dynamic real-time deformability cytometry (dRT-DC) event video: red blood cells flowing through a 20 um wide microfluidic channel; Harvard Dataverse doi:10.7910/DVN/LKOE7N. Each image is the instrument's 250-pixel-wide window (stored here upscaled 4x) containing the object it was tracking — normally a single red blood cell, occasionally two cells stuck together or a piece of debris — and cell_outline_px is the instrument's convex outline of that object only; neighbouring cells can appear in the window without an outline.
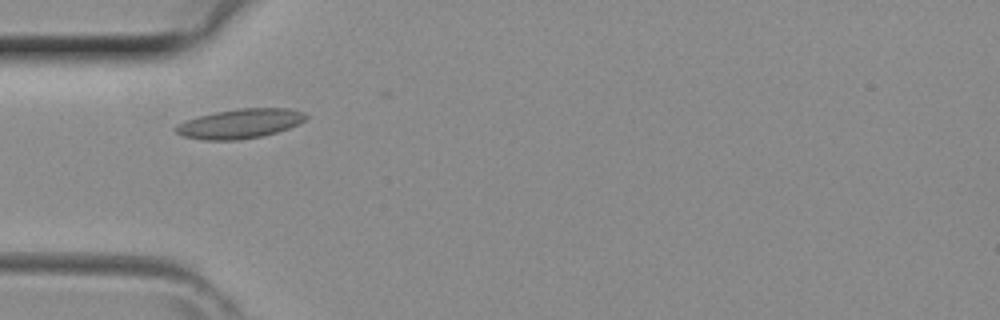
{"species": "common noctule bat (a hibernating species)", "species_latin": "Nyctalus noctula", "temperature_condition": "room temperature", "stored_images_in_passage": 32, "camera_frame_rate_fps": 3000, "um_per_image_px": 0.085, "animal": {"sex": "female", "body_mass_g": 29.2, "forearm_length_mm": 56.3}, "frame": {"image": 1, "passage_image": 7, "time_ms": 2.0, "image_size_px": [1000, 320], "cell_outline_px": [[308, 116], [300, 124], [276, 132], [260, 136], [240, 140], [204, 140], [184, 136], [176, 132], [172, 128], [176, 124], [184, 120], [216, 112], [240, 108], [288, 108], [304, 112]], "centroid_in_image_um": [20.38, 10.51], "position_along_channel_um": 64.6, "area_um2": 22.37}}
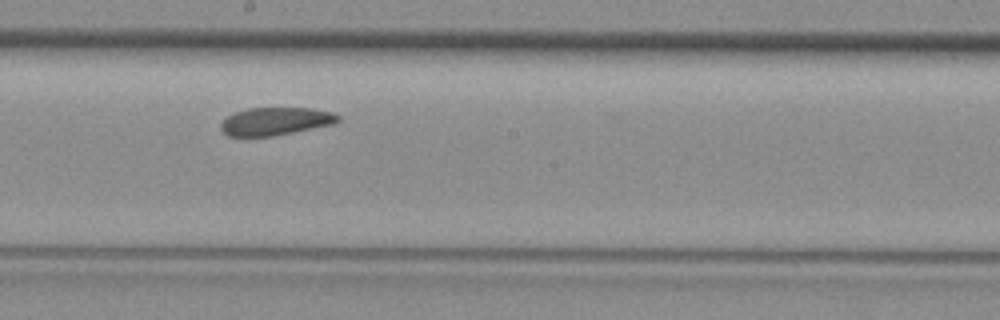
{"frame": {"image": 2, "passage_image": 17, "time_ms": 5.333, "image_size_px": [1000, 320], "cell_outline_px": [[340, 120], [336, 124], [276, 136], [228, 136], [220, 128], [220, 124], [228, 116], [236, 112], [248, 108], [312, 108], [332, 112], [340, 116]], "centroid_in_image_um": [23.47, 10.31], "position_along_channel_um": 224.7, "area_um2": 19.19}}
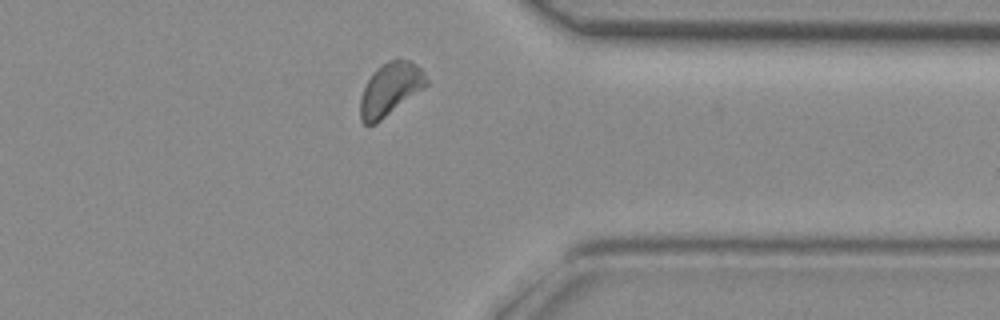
{"frame": {"image": 3, "passage_image": 27, "time_ms": 8.667, "image_size_px": [1000, 320], "cell_outline_px": [[428, 84], [424, 88], [376, 124], [368, 128], [360, 120], [360, 96], [372, 72], [376, 68], [388, 60], [412, 60], [420, 68], [428, 80]], "centroid_in_image_um": [33.14, 7.61], "position_along_channel_um": 378.3, "area_um2": 20.46}}